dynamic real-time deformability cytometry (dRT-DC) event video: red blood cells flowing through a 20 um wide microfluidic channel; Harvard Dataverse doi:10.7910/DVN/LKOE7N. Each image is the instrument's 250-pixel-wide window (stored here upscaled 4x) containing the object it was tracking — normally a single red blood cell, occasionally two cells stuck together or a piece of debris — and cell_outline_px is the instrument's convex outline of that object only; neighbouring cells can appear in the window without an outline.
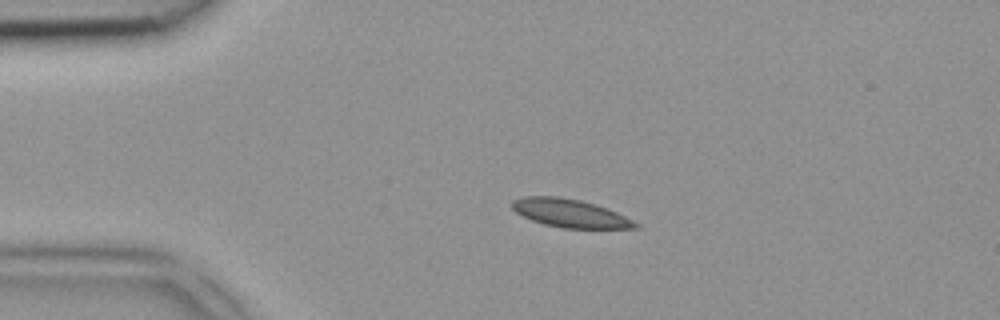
{"species": "common noctule bat (a hibernating species)", "species_latin": "Nyctalus noctula", "temperature_condition": "room temperature", "stored_images_in_passage": 38, "camera_frame_rate_fps": 3000, "um_per_image_px": 0.085, "animal": {"sex": "female", "body_mass_g": 18.4}, "frame": {"image": 1, "passage_image": 1, "time_ms": 0.0, "image_size_px": [1000, 320], "cell_outline_px": [[640, 228], [564, 228], [544, 224], [532, 220], [516, 212], [512, 208], [512, 200], [524, 196], [556, 196], [580, 200], [596, 204], [616, 212], [640, 224]], "centroid_in_image_um": [48.45, 18.12], "position_along_channel_um": 36.5, "area_um2": 20.11}}
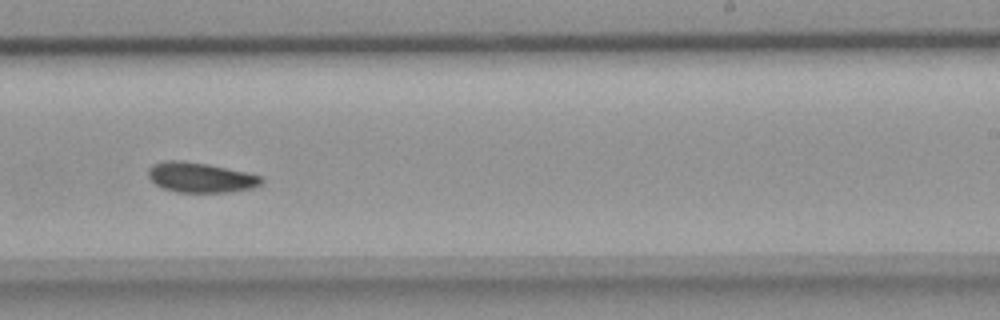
{"frame": {"image": 2, "passage_image": 20, "time_ms": 6.333, "image_size_px": [1000, 320], "cell_outline_px": [[264, 184], [252, 188], [228, 192], [176, 192], [164, 188], [156, 184], [148, 176], [148, 168], [152, 164], [168, 160], [180, 160], [208, 164], [248, 172], [264, 176]], "centroid_in_image_um": [17.1, 15.08], "position_along_channel_um": 271.9, "area_um2": 20.0}}
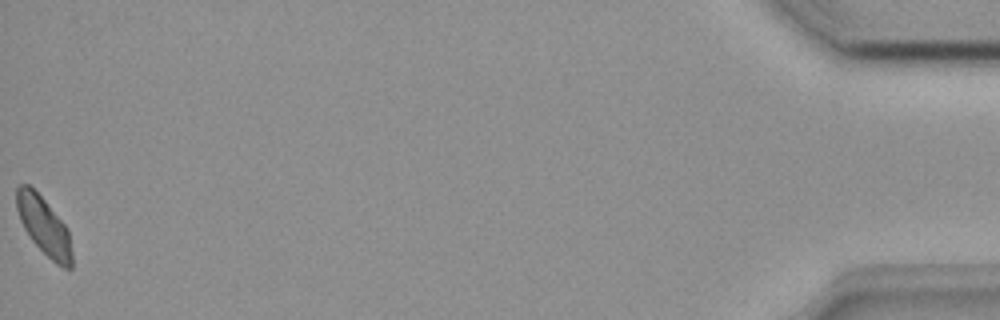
{"frame": {"image": 3, "passage_image": 38, "time_ms": 12.333, "image_size_px": [1000, 320], "cell_outline_px": [[72, 268], [64, 268], [56, 264], [32, 240], [24, 228], [20, 220], [16, 208], [16, 188], [20, 184], [28, 184], [44, 200], [64, 224], [68, 232], [72, 252]], "centroid_in_image_um": [3.72, 19.21], "position_along_channel_um": 431.5, "area_um2": 18.32}}